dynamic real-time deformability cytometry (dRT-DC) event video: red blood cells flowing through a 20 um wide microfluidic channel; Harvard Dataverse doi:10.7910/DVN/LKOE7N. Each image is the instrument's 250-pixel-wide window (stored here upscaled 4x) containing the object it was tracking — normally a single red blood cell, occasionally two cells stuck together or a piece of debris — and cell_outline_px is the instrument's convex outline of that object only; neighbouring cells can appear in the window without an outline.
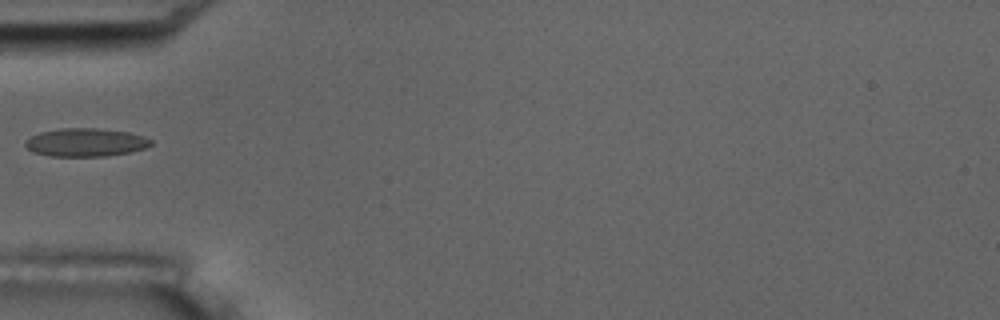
{"species": "common noctule bat (a hibernating species)", "species_latin": "Nyctalus noctula", "temperature_condition": "room temperature", "stored_images_in_passage": 8, "camera_frame_rate_fps": 3000, "um_per_image_px": 0.085, "animal": {"sex": "male", "body_mass_g": 17.5, "forearm_length_mm": 52.3}, "frame": {"image": 1, "passage_image": 5, "time_ms": 4.667, "image_size_px": [1000, 320], "cell_outline_px": [[152, 144], [144, 148], [128, 152], [104, 156], [48, 156], [32, 152], [24, 144], [24, 140], [40, 132], [60, 128], [96, 128], [128, 132], [144, 136], [152, 140]], "centroid_in_image_um": [7.24, 12.1], "position_along_channel_um": 77.8, "area_um2": 20.63}}
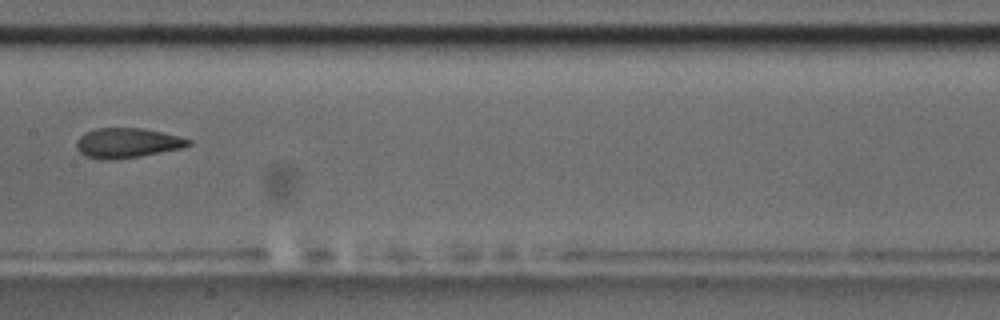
{"frame": {"image": 2, "passage_image": 8, "time_ms": 8.0, "image_size_px": [1000, 320], "cell_outline_px": [[192, 144], [184, 148], [140, 156], [112, 160], [100, 160], [84, 156], [76, 148], [76, 140], [84, 132], [96, 128], [140, 128], [180, 136], [192, 140]], "centroid_in_image_um": [10.8, 12.16], "position_along_channel_um": 196.6, "area_um2": 19.71}}